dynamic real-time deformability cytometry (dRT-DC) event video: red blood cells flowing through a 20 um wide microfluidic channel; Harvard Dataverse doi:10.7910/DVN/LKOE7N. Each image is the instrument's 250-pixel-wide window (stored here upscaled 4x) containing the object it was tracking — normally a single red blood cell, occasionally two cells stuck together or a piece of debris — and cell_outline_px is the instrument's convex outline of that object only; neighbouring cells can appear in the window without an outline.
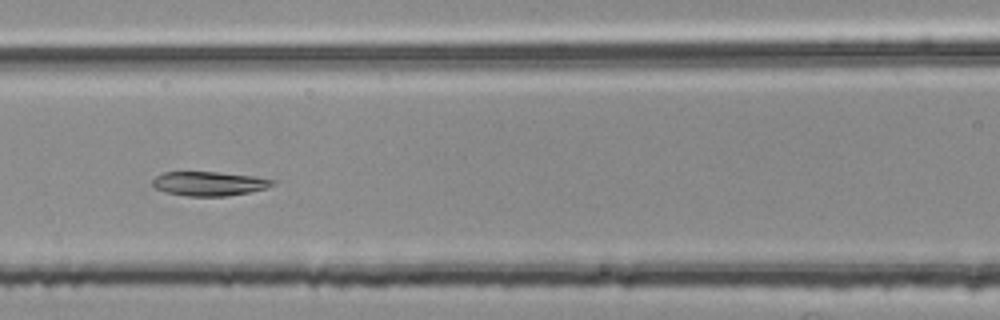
{"species": "common noctule bat (a hibernating species)", "species_latin": "Nyctalus noctula", "temperature_condition": "room temperature", "stored_images_in_passage": 26, "camera_frame_rate_fps": 3000, "um_per_image_px": 0.085, "animal": {"sex": "female", "body_mass_g": 25.1}, "frame": {"image": 1, "passage_image": 12, "time_ms": 3.667, "image_size_px": [1000, 320], "cell_outline_px": [[276, 184], [268, 188], [248, 192], [224, 196], [188, 196], [164, 192], [156, 188], [152, 184], [152, 180], [156, 176], [164, 172], [216, 172], [252, 176], [276, 180]], "centroid_in_image_um": [17.78, 15.61], "position_along_channel_um": 148.8, "area_um2": 16.88}}
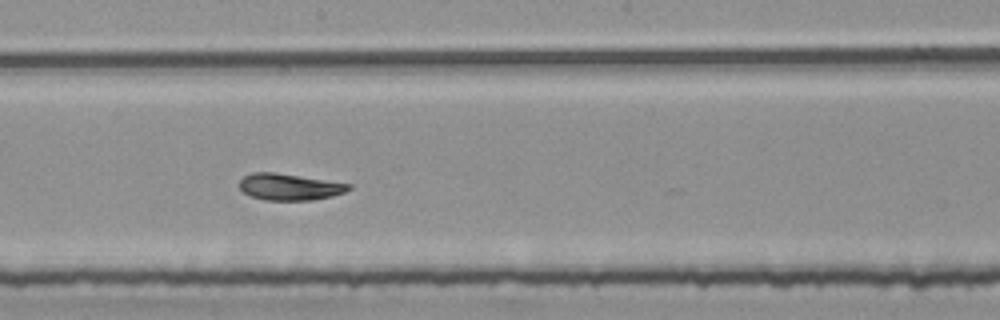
{"frame": {"image": 2, "passage_image": 18, "time_ms": 5.667, "image_size_px": [1000, 320], "cell_outline_px": [[352, 188], [344, 192], [332, 196], [312, 200], [264, 200], [252, 196], [244, 192], [240, 188], [240, 180], [244, 176], [252, 172], [276, 172], [352, 184]], "centroid_in_image_um": [24.62, 15.88], "position_along_channel_um": 223.6, "area_um2": 16.88}}
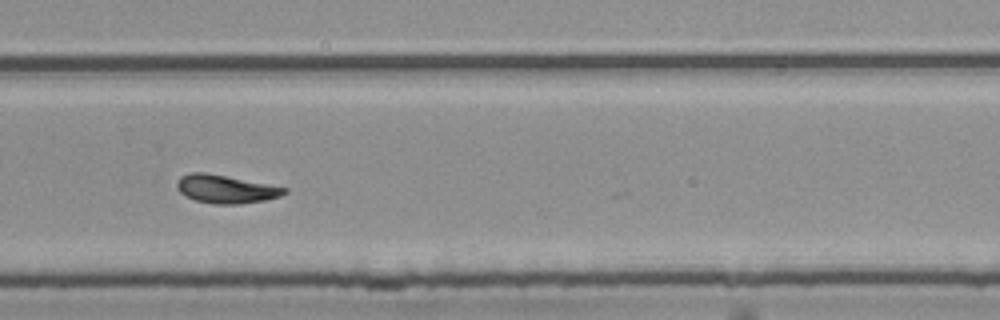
{"frame": {"image": 3, "passage_image": 25, "time_ms": 8.0, "image_size_px": [1000, 320], "cell_outline_px": [[288, 192], [280, 196], [264, 200], [240, 204], [216, 204], [196, 200], [184, 196], [180, 192], [176, 184], [180, 176], [188, 172], [204, 172], [288, 188]], "centroid_in_image_um": [19.16, 16.07], "position_along_channel_um": 310.6, "area_um2": 17.51}}